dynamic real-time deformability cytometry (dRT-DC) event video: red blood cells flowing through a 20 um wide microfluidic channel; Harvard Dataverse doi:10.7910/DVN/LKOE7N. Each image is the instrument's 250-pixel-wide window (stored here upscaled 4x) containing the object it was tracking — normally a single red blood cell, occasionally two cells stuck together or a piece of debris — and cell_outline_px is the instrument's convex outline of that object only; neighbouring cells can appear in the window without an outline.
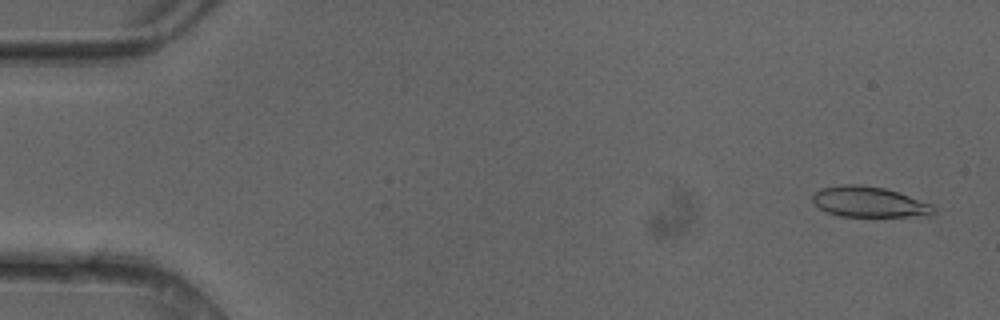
{"species": "common noctule bat (a hibernating species)", "species_latin": "Nyctalus noctula", "temperature_condition": "cold", "stored_images_in_passage": 9, "camera_frame_rate_fps": 3000, "um_per_image_px": 0.085, "animal": {"sex": "female"}, "frame": {"image": 1, "passage_image": 2, "time_ms": 0.333, "image_size_px": [1000, 320], "cell_outline_px": [[936, 208], [932, 212], [908, 216], [840, 216], [828, 212], [820, 208], [812, 200], [812, 196], [820, 188], [840, 184], [860, 184], [884, 188], [932, 204]], "centroid_in_image_um": [73.79, 17.14], "position_along_channel_um": 11.2, "area_um2": 21.04}}